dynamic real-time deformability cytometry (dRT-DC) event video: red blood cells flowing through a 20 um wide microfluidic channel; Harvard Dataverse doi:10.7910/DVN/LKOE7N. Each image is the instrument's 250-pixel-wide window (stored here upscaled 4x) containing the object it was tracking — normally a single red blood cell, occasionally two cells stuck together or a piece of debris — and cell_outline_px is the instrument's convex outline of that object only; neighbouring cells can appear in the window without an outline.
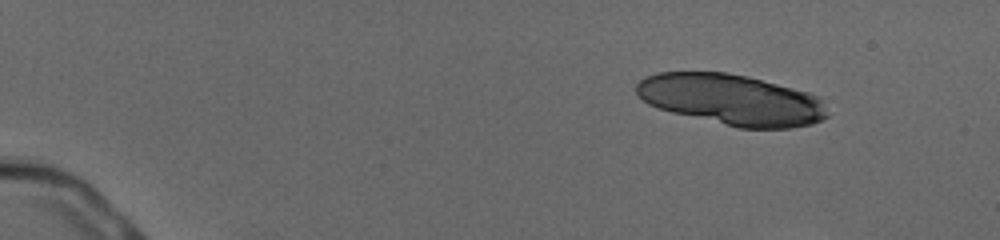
{"species": "human", "species_latin": "Homo sapiens", "temperature_condition": "cold", "stored_images_in_passage": 15, "camera_frame_rate_fps": 3000, "um_per_image_px": 0.085, "donor": {"sex": "male"}, "frame": {"image": 1, "passage_image": 1, "time_ms": 0.0, "image_size_px": [1000, 240], "cell_outline_px": [[828, 116], [812, 124], [792, 128], [740, 128], [672, 112], [648, 104], [636, 92], [636, 84], [640, 80], [648, 76], [660, 72], [724, 72], [744, 76], [808, 92], [820, 96]], "centroid_in_image_um": [62.19, 8.48], "position_along_channel_um": 22.8, "area_um2": 55.95}}